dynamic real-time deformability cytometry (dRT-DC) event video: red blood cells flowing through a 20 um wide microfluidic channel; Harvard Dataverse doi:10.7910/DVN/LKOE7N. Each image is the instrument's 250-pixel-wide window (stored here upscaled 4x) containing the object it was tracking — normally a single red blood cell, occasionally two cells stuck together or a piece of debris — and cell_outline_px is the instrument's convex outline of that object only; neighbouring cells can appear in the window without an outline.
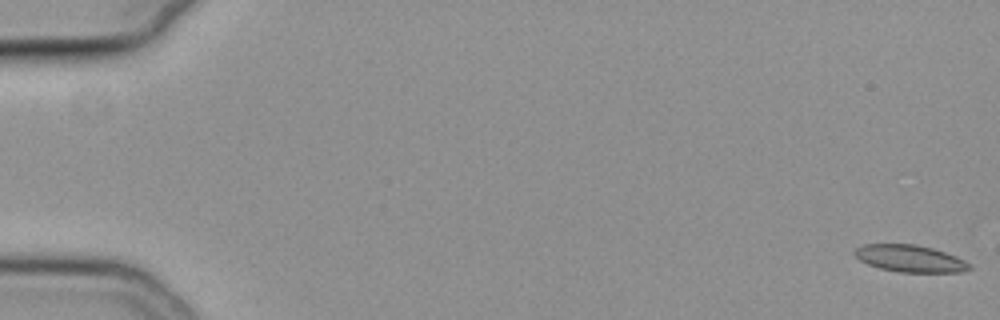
{"species": "common noctule bat (a hibernating species)", "species_latin": "Nyctalus noctula", "temperature_condition": "cold", "stored_images_in_passage": 13, "camera_frame_rate_fps": 3000, "um_per_image_px": 0.085, "animal": {"sex": "female", "body_mass_g": 19.3, "forearm_length_mm": 54.1}, "frame": {"image": 1, "passage_image": 1, "time_ms": 0.0, "image_size_px": [1000, 320], "cell_outline_px": [[972, 268], [964, 272], [900, 272], [880, 268], [868, 264], [860, 260], [852, 252], [856, 248], [864, 244], [916, 244], [932, 248], [956, 256], [972, 264]], "centroid_in_image_um": [77.37, 21.97], "position_along_channel_um": 7.6, "area_um2": 18.09}}